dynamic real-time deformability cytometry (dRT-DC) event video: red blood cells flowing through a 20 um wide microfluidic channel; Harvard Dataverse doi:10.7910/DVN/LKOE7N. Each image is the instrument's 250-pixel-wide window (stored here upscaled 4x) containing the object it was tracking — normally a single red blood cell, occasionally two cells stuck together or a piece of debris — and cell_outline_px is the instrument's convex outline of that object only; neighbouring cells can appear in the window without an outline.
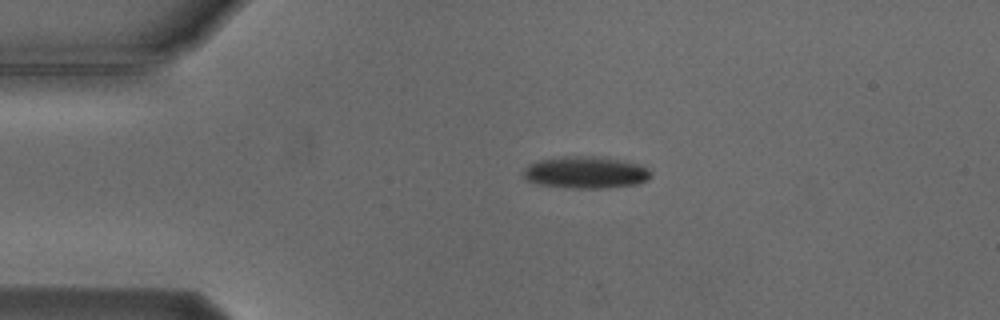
{"species": "Egyptian fruit bat (a non-hibernating species)", "species_latin": "Rousettus aegyptiacus", "temperature_condition": "cold", "stored_images_in_passage": 2, "camera_frame_rate_fps": 3000, "um_per_image_px": 0.085, "animal": {"sex": "male"}, "frame": {"image": 1, "passage_image": 1, "time_ms": 0.0, "image_size_px": [1000, 320], "cell_outline_px": [[652, 176], [648, 180], [640, 184], [608, 188], [564, 188], [536, 184], [528, 180], [524, 176], [524, 168], [528, 164], [540, 160], [564, 156], [596, 156], [620, 160], [640, 164], [648, 168], [652, 172]], "centroid_in_image_um": [49.82, 14.67], "position_along_channel_um": 35.2, "area_um2": 24.1}}